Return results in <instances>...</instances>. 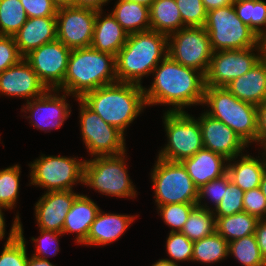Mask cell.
Here are the masks:
<instances>
[{
	"instance_id": "6da1fadb",
	"label": "cell",
	"mask_w": 266,
	"mask_h": 266,
	"mask_svg": "<svg viewBox=\"0 0 266 266\" xmlns=\"http://www.w3.org/2000/svg\"><path fill=\"white\" fill-rule=\"evenodd\" d=\"M154 80L149 88L143 87L148 106L163 104L167 112H185V107L203 105L205 75L177 63L167 55L152 71Z\"/></svg>"
},
{
	"instance_id": "7a4b0ae2",
	"label": "cell",
	"mask_w": 266,
	"mask_h": 266,
	"mask_svg": "<svg viewBox=\"0 0 266 266\" xmlns=\"http://www.w3.org/2000/svg\"><path fill=\"white\" fill-rule=\"evenodd\" d=\"M80 100L123 133L147 106L143 86L118 81L87 92Z\"/></svg>"
},
{
	"instance_id": "3957f363",
	"label": "cell",
	"mask_w": 266,
	"mask_h": 266,
	"mask_svg": "<svg viewBox=\"0 0 266 266\" xmlns=\"http://www.w3.org/2000/svg\"><path fill=\"white\" fill-rule=\"evenodd\" d=\"M167 55L166 34L148 30L128 35L115 57L117 81L142 86V78L148 77Z\"/></svg>"
},
{
	"instance_id": "277c9868",
	"label": "cell",
	"mask_w": 266,
	"mask_h": 266,
	"mask_svg": "<svg viewBox=\"0 0 266 266\" xmlns=\"http://www.w3.org/2000/svg\"><path fill=\"white\" fill-rule=\"evenodd\" d=\"M115 82V56L90 46L71 50L64 82L57 89L80 99L87 92Z\"/></svg>"
},
{
	"instance_id": "5b68a950",
	"label": "cell",
	"mask_w": 266,
	"mask_h": 266,
	"mask_svg": "<svg viewBox=\"0 0 266 266\" xmlns=\"http://www.w3.org/2000/svg\"><path fill=\"white\" fill-rule=\"evenodd\" d=\"M205 112L231 128L249 146L257 142V106L239 100L226 87H205Z\"/></svg>"
},
{
	"instance_id": "8992f818",
	"label": "cell",
	"mask_w": 266,
	"mask_h": 266,
	"mask_svg": "<svg viewBox=\"0 0 266 266\" xmlns=\"http://www.w3.org/2000/svg\"><path fill=\"white\" fill-rule=\"evenodd\" d=\"M125 154L94 156L85 160L83 185L102 195L135 198L137 191L128 174Z\"/></svg>"
},
{
	"instance_id": "52a82bcc",
	"label": "cell",
	"mask_w": 266,
	"mask_h": 266,
	"mask_svg": "<svg viewBox=\"0 0 266 266\" xmlns=\"http://www.w3.org/2000/svg\"><path fill=\"white\" fill-rule=\"evenodd\" d=\"M204 27L213 52L246 49L259 44V37L237 16L233 4L208 11Z\"/></svg>"
},
{
	"instance_id": "ba28073f",
	"label": "cell",
	"mask_w": 266,
	"mask_h": 266,
	"mask_svg": "<svg viewBox=\"0 0 266 266\" xmlns=\"http://www.w3.org/2000/svg\"><path fill=\"white\" fill-rule=\"evenodd\" d=\"M151 171L156 206L197 203L198 188L181 162L158 158Z\"/></svg>"
},
{
	"instance_id": "9c48e42d",
	"label": "cell",
	"mask_w": 266,
	"mask_h": 266,
	"mask_svg": "<svg viewBox=\"0 0 266 266\" xmlns=\"http://www.w3.org/2000/svg\"><path fill=\"white\" fill-rule=\"evenodd\" d=\"M167 144L159 151L158 158L181 162L203 148L199 120L188 112H167L163 115Z\"/></svg>"
},
{
	"instance_id": "30bf717a",
	"label": "cell",
	"mask_w": 266,
	"mask_h": 266,
	"mask_svg": "<svg viewBox=\"0 0 266 266\" xmlns=\"http://www.w3.org/2000/svg\"><path fill=\"white\" fill-rule=\"evenodd\" d=\"M85 160L66 156H45L28 164L30 185L39 186L48 191L73 190L78 183L83 184Z\"/></svg>"
},
{
	"instance_id": "8fae6325",
	"label": "cell",
	"mask_w": 266,
	"mask_h": 266,
	"mask_svg": "<svg viewBox=\"0 0 266 266\" xmlns=\"http://www.w3.org/2000/svg\"><path fill=\"white\" fill-rule=\"evenodd\" d=\"M79 117L82 141L93 156L119 155L126 152L125 133L106 123L80 99Z\"/></svg>"
},
{
	"instance_id": "7c38bea8",
	"label": "cell",
	"mask_w": 266,
	"mask_h": 266,
	"mask_svg": "<svg viewBox=\"0 0 266 266\" xmlns=\"http://www.w3.org/2000/svg\"><path fill=\"white\" fill-rule=\"evenodd\" d=\"M168 55L206 75L213 50L205 27H184L168 36Z\"/></svg>"
},
{
	"instance_id": "4fadbf2b",
	"label": "cell",
	"mask_w": 266,
	"mask_h": 266,
	"mask_svg": "<svg viewBox=\"0 0 266 266\" xmlns=\"http://www.w3.org/2000/svg\"><path fill=\"white\" fill-rule=\"evenodd\" d=\"M260 60V44L246 49L213 52L205 75V86L225 87L232 80L248 72Z\"/></svg>"
},
{
	"instance_id": "5bb4252c",
	"label": "cell",
	"mask_w": 266,
	"mask_h": 266,
	"mask_svg": "<svg viewBox=\"0 0 266 266\" xmlns=\"http://www.w3.org/2000/svg\"><path fill=\"white\" fill-rule=\"evenodd\" d=\"M97 10L83 7H60L56 15L57 40L71 50L90 47Z\"/></svg>"
},
{
	"instance_id": "9a60e30c",
	"label": "cell",
	"mask_w": 266,
	"mask_h": 266,
	"mask_svg": "<svg viewBox=\"0 0 266 266\" xmlns=\"http://www.w3.org/2000/svg\"><path fill=\"white\" fill-rule=\"evenodd\" d=\"M71 49L55 40L32 50L24 59L47 89H57L63 82Z\"/></svg>"
},
{
	"instance_id": "2e32d148",
	"label": "cell",
	"mask_w": 266,
	"mask_h": 266,
	"mask_svg": "<svg viewBox=\"0 0 266 266\" xmlns=\"http://www.w3.org/2000/svg\"><path fill=\"white\" fill-rule=\"evenodd\" d=\"M60 92L58 89H47L41 96L23 105L21 112H30L25 118L30 119L29 123L33 127L50 132L53 128H61L64 121L68 119L72 110L70 104L66 102V96L69 97L70 94L64 92L60 96Z\"/></svg>"
},
{
	"instance_id": "e0dca14e",
	"label": "cell",
	"mask_w": 266,
	"mask_h": 266,
	"mask_svg": "<svg viewBox=\"0 0 266 266\" xmlns=\"http://www.w3.org/2000/svg\"><path fill=\"white\" fill-rule=\"evenodd\" d=\"M202 132L203 147L230 160L240 156L248 145L226 124L206 112L197 118Z\"/></svg>"
},
{
	"instance_id": "ac0fdd59",
	"label": "cell",
	"mask_w": 266,
	"mask_h": 266,
	"mask_svg": "<svg viewBox=\"0 0 266 266\" xmlns=\"http://www.w3.org/2000/svg\"><path fill=\"white\" fill-rule=\"evenodd\" d=\"M47 90L29 63L22 58L17 64L0 73V95L35 99Z\"/></svg>"
},
{
	"instance_id": "d6986e66",
	"label": "cell",
	"mask_w": 266,
	"mask_h": 266,
	"mask_svg": "<svg viewBox=\"0 0 266 266\" xmlns=\"http://www.w3.org/2000/svg\"><path fill=\"white\" fill-rule=\"evenodd\" d=\"M78 195L73 190L44 192L34 208L39 229L62 233L66 215Z\"/></svg>"
},
{
	"instance_id": "ffe728a7",
	"label": "cell",
	"mask_w": 266,
	"mask_h": 266,
	"mask_svg": "<svg viewBox=\"0 0 266 266\" xmlns=\"http://www.w3.org/2000/svg\"><path fill=\"white\" fill-rule=\"evenodd\" d=\"M13 37L24 57L32 50L57 39L56 16L28 18Z\"/></svg>"
},
{
	"instance_id": "44dd1931",
	"label": "cell",
	"mask_w": 266,
	"mask_h": 266,
	"mask_svg": "<svg viewBox=\"0 0 266 266\" xmlns=\"http://www.w3.org/2000/svg\"><path fill=\"white\" fill-rule=\"evenodd\" d=\"M181 163L194 185L199 189L204 184L227 173L228 159L203 147L192 157L182 160Z\"/></svg>"
},
{
	"instance_id": "7402d4cb",
	"label": "cell",
	"mask_w": 266,
	"mask_h": 266,
	"mask_svg": "<svg viewBox=\"0 0 266 266\" xmlns=\"http://www.w3.org/2000/svg\"><path fill=\"white\" fill-rule=\"evenodd\" d=\"M136 216L105 213L100 209L91 225L87 239L81 245L103 246L117 241Z\"/></svg>"
},
{
	"instance_id": "603a6c76",
	"label": "cell",
	"mask_w": 266,
	"mask_h": 266,
	"mask_svg": "<svg viewBox=\"0 0 266 266\" xmlns=\"http://www.w3.org/2000/svg\"><path fill=\"white\" fill-rule=\"evenodd\" d=\"M225 87L239 100L260 105L266 101V63L261 59L248 72Z\"/></svg>"
},
{
	"instance_id": "cb8c5ba5",
	"label": "cell",
	"mask_w": 266,
	"mask_h": 266,
	"mask_svg": "<svg viewBox=\"0 0 266 266\" xmlns=\"http://www.w3.org/2000/svg\"><path fill=\"white\" fill-rule=\"evenodd\" d=\"M102 14L103 10L97 11L91 47L116 57L126 43L129 34L111 13L106 16Z\"/></svg>"
},
{
	"instance_id": "d4e9b609",
	"label": "cell",
	"mask_w": 266,
	"mask_h": 266,
	"mask_svg": "<svg viewBox=\"0 0 266 266\" xmlns=\"http://www.w3.org/2000/svg\"><path fill=\"white\" fill-rule=\"evenodd\" d=\"M99 210L100 207L90 197L79 194L66 215L62 233H75V242L82 244Z\"/></svg>"
},
{
	"instance_id": "484cf974",
	"label": "cell",
	"mask_w": 266,
	"mask_h": 266,
	"mask_svg": "<svg viewBox=\"0 0 266 266\" xmlns=\"http://www.w3.org/2000/svg\"><path fill=\"white\" fill-rule=\"evenodd\" d=\"M238 157L228 160L227 163V173L231 181L244 192L259 187L266 170L262 153V158L259 157V159L246 153Z\"/></svg>"
},
{
	"instance_id": "4316f807",
	"label": "cell",
	"mask_w": 266,
	"mask_h": 266,
	"mask_svg": "<svg viewBox=\"0 0 266 266\" xmlns=\"http://www.w3.org/2000/svg\"><path fill=\"white\" fill-rule=\"evenodd\" d=\"M111 14L129 35L151 30L150 8L142 4L117 0Z\"/></svg>"
},
{
	"instance_id": "83f0119b",
	"label": "cell",
	"mask_w": 266,
	"mask_h": 266,
	"mask_svg": "<svg viewBox=\"0 0 266 266\" xmlns=\"http://www.w3.org/2000/svg\"><path fill=\"white\" fill-rule=\"evenodd\" d=\"M175 0H155L150 7V28L169 36L184 28Z\"/></svg>"
},
{
	"instance_id": "f1b7e54d",
	"label": "cell",
	"mask_w": 266,
	"mask_h": 266,
	"mask_svg": "<svg viewBox=\"0 0 266 266\" xmlns=\"http://www.w3.org/2000/svg\"><path fill=\"white\" fill-rule=\"evenodd\" d=\"M22 227L17 213L0 254V266H27L28 254Z\"/></svg>"
},
{
	"instance_id": "f546056e",
	"label": "cell",
	"mask_w": 266,
	"mask_h": 266,
	"mask_svg": "<svg viewBox=\"0 0 266 266\" xmlns=\"http://www.w3.org/2000/svg\"><path fill=\"white\" fill-rule=\"evenodd\" d=\"M259 219L247 212L216 217V232L228 242L255 234Z\"/></svg>"
},
{
	"instance_id": "4dcf8cb0",
	"label": "cell",
	"mask_w": 266,
	"mask_h": 266,
	"mask_svg": "<svg viewBox=\"0 0 266 266\" xmlns=\"http://www.w3.org/2000/svg\"><path fill=\"white\" fill-rule=\"evenodd\" d=\"M229 242L217 232L193 243L192 262L214 264L228 257Z\"/></svg>"
},
{
	"instance_id": "1f68e13d",
	"label": "cell",
	"mask_w": 266,
	"mask_h": 266,
	"mask_svg": "<svg viewBox=\"0 0 266 266\" xmlns=\"http://www.w3.org/2000/svg\"><path fill=\"white\" fill-rule=\"evenodd\" d=\"M216 232V217L212 209L196 206L190 213L181 233L191 241L200 240Z\"/></svg>"
},
{
	"instance_id": "d6a6232c",
	"label": "cell",
	"mask_w": 266,
	"mask_h": 266,
	"mask_svg": "<svg viewBox=\"0 0 266 266\" xmlns=\"http://www.w3.org/2000/svg\"><path fill=\"white\" fill-rule=\"evenodd\" d=\"M233 6L237 16L258 37L266 33V2L264 0H234Z\"/></svg>"
},
{
	"instance_id": "836d02e7",
	"label": "cell",
	"mask_w": 266,
	"mask_h": 266,
	"mask_svg": "<svg viewBox=\"0 0 266 266\" xmlns=\"http://www.w3.org/2000/svg\"><path fill=\"white\" fill-rule=\"evenodd\" d=\"M228 255H233L241 266H266L255 234L229 242Z\"/></svg>"
},
{
	"instance_id": "e575fe53",
	"label": "cell",
	"mask_w": 266,
	"mask_h": 266,
	"mask_svg": "<svg viewBox=\"0 0 266 266\" xmlns=\"http://www.w3.org/2000/svg\"><path fill=\"white\" fill-rule=\"evenodd\" d=\"M27 19L20 0H0V35L13 36Z\"/></svg>"
},
{
	"instance_id": "d590c367",
	"label": "cell",
	"mask_w": 266,
	"mask_h": 266,
	"mask_svg": "<svg viewBox=\"0 0 266 266\" xmlns=\"http://www.w3.org/2000/svg\"><path fill=\"white\" fill-rule=\"evenodd\" d=\"M21 167L14 164L0 170V206L14 209L19 195Z\"/></svg>"
},
{
	"instance_id": "8d00e7d4",
	"label": "cell",
	"mask_w": 266,
	"mask_h": 266,
	"mask_svg": "<svg viewBox=\"0 0 266 266\" xmlns=\"http://www.w3.org/2000/svg\"><path fill=\"white\" fill-rule=\"evenodd\" d=\"M196 206V203H172L157 206V212L160 213L164 223L171 228L170 232H181L191 211Z\"/></svg>"
},
{
	"instance_id": "74e56055",
	"label": "cell",
	"mask_w": 266,
	"mask_h": 266,
	"mask_svg": "<svg viewBox=\"0 0 266 266\" xmlns=\"http://www.w3.org/2000/svg\"><path fill=\"white\" fill-rule=\"evenodd\" d=\"M166 239V251L170 256L165 260L178 264L182 261H192L193 241L181 232H169Z\"/></svg>"
},
{
	"instance_id": "f35d334b",
	"label": "cell",
	"mask_w": 266,
	"mask_h": 266,
	"mask_svg": "<svg viewBox=\"0 0 266 266\" xmlns=\"http://www.w3.org/2000/svg\"><path fill=\"white\" fill-rule=\"evenodd\" d=\"M244 191H242L232 181L227 184L223 199L213 210L215 217H224L244 211L243 207Z\"/></svg>"
},
{
	"instance_id": "ab89813d",
	"label": "cell",
	"mask_w": 266,
	"mask_h": 266,
	"mask_svg": "<svg viewBox=\"0 0 266 266\" xmlns=\"http://www.w3.org/2000/svg\"><path fill=\"white\" fill-rule=\"evenodd\" d=\"M185 27L205 26L207 11L202 0H175Z\"/></svg>"
},
{
	"instance_id": "60d3db41",
	"label": "cell",
	"mask_w": 266,
	"mask_h": 266,
	"mask_svg": "<svg viewBox=\"0 0 266 266\" xmlns=\"http://www.w3.org/2000/svg\"><path fill=\"white\" fill-rule=\"evenodd\" d=\"M231 181V178L228 173L224 174L223 176L216 178L207 184H204L198 189V200L196 205L205 208V209H212L207 206V203L205 202L203 204L202 200L204 201L206 198L209 197L211 200L210 202H213L212 205H214V208L220 203V201L223 199V195L225 194L227 184ZM205 198V199H204Z\"/></svg>"
},
{
	"instance_id": "b9f144b4",
	"label": "cell",
	"mask_w": 266,
	"mask_h": 266,
	"mask_svg": "<svg viewBox=\"0 0 266 266\" xmlns=\"http://www.w3.org/2000/svg\"><path fill=\"white\" fill-rule=\"evenodd\" d=\"M39 231L40 236L38 238H31V240L36 243V246L34 247L36 248V251L32 256L42 259H47L50 255L55 256L60 249L58 237L63 235V233L43 229H39ZM50 246H53V252L51 251Z\"/></svg>"
},
{
	"instance_id": "7bdbcfd3",
	"label": "cell",
	"mask_w": 266,
	"mask_h": 266,
	"mask_svg": "<svg viewBox=\"0 0 266 266\" xmlns=\"http://www.w3.org/2000/svg\"><path fill=\"white\" fill-rule=\"evenodd\" d=\"M24 58L13 36L0 35V73Z\"/></svg>"
},
{
	"instance_id": "ee69618b",
	"label": "cell",
	"mask_w": 266,
	"mask_h": 266,
	"mask_svg": "<svg viewBox=\"0 0 266 266\" xmlns=\"http://www.w3.org/2000/svg\"><path fill=\"white\" fill-rule=\"evenodd\" d=\"M243 207L244 212L258 219H266V197L260 187L244 192Z\"/></svg>"
},
{
	"instance_id": "f6af8a7d",
	"label": "cell",
	"mask_w": 266,
	"mask_h": 266,
	"mask_svg": "<svg viewBox=\"0 0 266 266\" xmlns=\"http://www.w3.org/2000/svg\"><path fill=\"white\" fill-rule=\"evenodd\" d=\"M28 18L56 16L58 7L52 0H20Z\"/></svg>"
},
{
	"instance_id": "bcb514c9",
	"label": "cell",
	"mask_w": 266,
	"mask_h": 266,
	"mask_svg": "<svg viewBox=\"0 0 266 266\" xmlns=\"http://www.w3.org/2000/svg\"><path fill=\"white\" fill-rule=\"evenodd\" d=\"M266 142V101L257 106V144Z\"/></svg>"
},
{
	"instance_id": "7dc6e473",
	"label": "cell",
	"mask_w": 266,
	"mask_h": 266,
	"mask_svg": "<svg viewBox=\"0 0 266 266\" xmlns=\"http://www.w3.org/2000/svg\"><path fill=\"white\" fill-rule=\"evenodd\" d=\"M255 236L261 255L266 261V219H259L255 230Z\"/></svg>"
},
{
	"instance_id": "c3c4849f",
	"label": "cell",
	"mask_w": 266,
	"mask_h": 266,
	"mask_svg": "<svg viewBox=\"0 0 266 266\" xmlns=\"http://www.w3.org/2000/svg\"><path fill=\"white\" fill-rule=\"evenodd\" d=\"M110 0H75V7L91 8L97 11L103 10L102 6Z\"/></svg>"
},
{
	"instance_id": "681fc988",
	"label": "cell",
	"mask_w": 266,
	"mask_h": 266,
	"mask_svg": "<svg viewBox=\"0 0 266 266\" xmlns=\"http://www.w3.org/2000/svg\"><path fill=\"white\" fill-rule=\"evenodd\" d=\"M206 11L225 7L234 3V0H202Z\"/></svg>"
},
{
	"instance_id": "f907efd6",
	"label": "cell",
	"mask_w": 266,
	"mask_h": 266,
	"mask_svg": "<svg viewBox=\"0 0 266 266\" xmlns=\"http://www.w3.org/2000/svg\"><path fill=\"white\" fill-rule=\"evenodd\" d=\"M27 266H56L48 259H42L35 256L28 257Z\"/></svg>"
},
{
	"instance_id": "816d5d0a",
	"label": "cell",
	"mask_w": 266,
	"mask_h": 266,
	"mask_svg": "<svg viewBox=\"0 0 266 266\" xmlns=\"http://www.w3.org/2000/svg\"><path fill=\"white\" fill-rule=\"evenodd\" d=\"M261 47V59L266 63V33L259 37Z\"/></svg>"
},
{
	"instance_id": "f5cc1de1",
	"label": "cell",
	"mask_w": 266,
	"mask_h": 266,
	"mask_svg": "<svg viewBox=\"0 0 266 266\" xmlns=\"http://www.w3.org/2000/svg\"><path fill=\"white\" fill-rule=\"evenodd\" d=\"M3 209H7V208H4V207H0V240H2V239H5L4 237H5V233H6V231H5V226H6V222H5V217H4V213L2 212V210Z\"/></svg>"
},
{
	"instance_id": "db71d44e",
	"label": "cell",
	"mask_w": 266,
	"mask_h": 266,
	"mask_svg": "<svg viewBox=\"0 0 266 266\" xmlns=\"http://www.w3.org/2000/svg\"><path fill=\"white\" fill-rule=\"evenodd\" d=\"M52 1L58 8L75 6V0H52Z\"/></svg>"
},
{
	"instance_id": "11a10c76",
	"label": "cell",
	"mask_w": 266,
	"mask_h": 266,
	"mask_svg": "<svg viewBox=\"0 0 266 266\" xmlns=\"http://www.w3.org/2000/svg\"><path fill=\"white\" fill-rule=\"evenodd\" d=\"M178 265L179 264L173 263V262L165 260V259H159L158 261H156L151 266H178Z\"/></svg>"
},
{
	"instance_id": "9f6ffc18",
	"label": "cell",
	"mask_w": 266,
	"mask_h": 266,
	"mask_svg": "<svg viewBox=\"0 0 266 266\" xmlns=\"http://www.w3.org/2000/svg\"><path fill=\"white\" fill-rule=\"evenodd\" d=\"M125 1H131V2H135V3H139V4H142V5L150 8L155 0H125Z\"/></svg>"
},
{
	"instance_id": "6f0895ef",
	"label": "cell",
	"mask_w": 266,
	"mask_h": 266,
	"mask_svg": "<svg viewBox=\"0 0 266 266\" xmlns=\"http://www.w3.org/2000/svg\"><path fill=\"white\" fill-rule=\"evenodd\" d=\"M259 187H260L262 193L264 194V196L266 197V170L262 176V180H261Z\"/></svg>"
},
{
	"instance_id": "680465c9",
	"label": "cell",
	"mask_w": 266,
	"mask_h": 266,
	"mask_svg": "<svg viewBox=\"0 0 266 266\" xmlns=\"http://www.w3.org/2000/svg\"><path fill=\"white\" fill-rule=\"evenodd\" d=\"M260 147H261V150L263 149V151H261V152H262V155H263V157L265 159V163H266V142L263 143Z\"/></svg>"
}]
</instances>
